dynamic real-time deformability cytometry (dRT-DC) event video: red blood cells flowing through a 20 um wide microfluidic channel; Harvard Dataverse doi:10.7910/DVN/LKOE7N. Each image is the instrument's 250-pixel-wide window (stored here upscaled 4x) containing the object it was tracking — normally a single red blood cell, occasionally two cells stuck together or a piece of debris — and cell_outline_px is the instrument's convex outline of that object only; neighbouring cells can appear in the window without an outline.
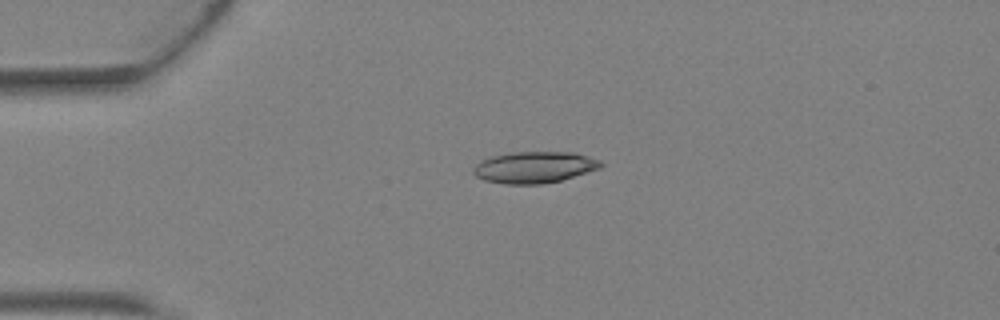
{"species": "Egyptian fruit bat (a non-hibernating species)", "species_latin": "Rousettus aegyptiacus", "temperature_condition": "warm", "stored_images_in_passage": 5, "camera_frame_rate_fps": 3000, "um_per_image_px": 0.085, "animal": {"sex": "female"}, "frame": {"image": 1, "passage_image": 4, "time_ms": 1.0, "image_size_px": [1000, 320], "cell_outline_px": [[604, 164], [600, 168], [560, 180], [540, 184], [504, 184], [484, 180], [476, 176], [472, 172], [472, 168], [480, 160], [492, 156], [512, 152], [572, 152], [588, 156], [600, 160]], "centroid_in_image_um": [45.39, 14.21], "position_along_channel_um": 39.6, "area_um2": 23.35}}
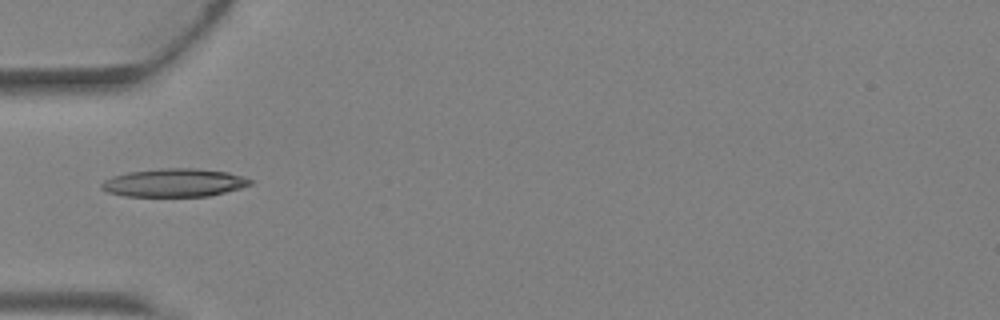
{"frame": {"image": 2, "passage_image": 5, "time_ms": 1.333, "image_size_px": [1000, 320], "cell_outline_px": [[252, 184], [240, 188], [208, 196], [124, 196], [108, 192], [100, 188], [100, 184], [104, 180], [112, 176], [128, 172], [160, 168], [196, 168], [228, 172], [252, 180]], "centroid_in_image_um": [14.77, 15.52], "position_along_channel_um": 70.2, "area_um2": 24.39}}